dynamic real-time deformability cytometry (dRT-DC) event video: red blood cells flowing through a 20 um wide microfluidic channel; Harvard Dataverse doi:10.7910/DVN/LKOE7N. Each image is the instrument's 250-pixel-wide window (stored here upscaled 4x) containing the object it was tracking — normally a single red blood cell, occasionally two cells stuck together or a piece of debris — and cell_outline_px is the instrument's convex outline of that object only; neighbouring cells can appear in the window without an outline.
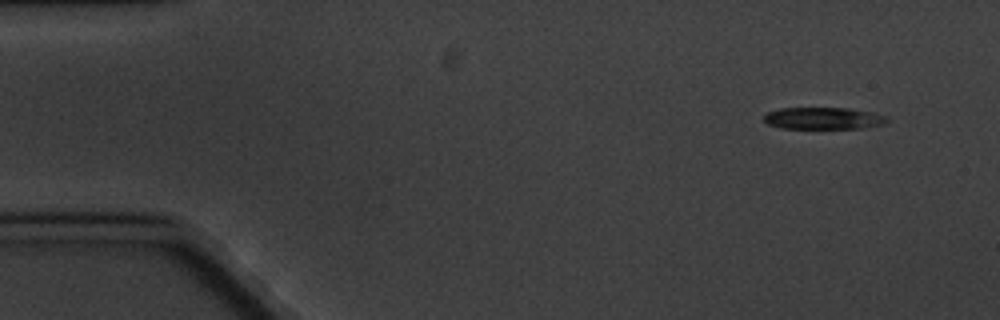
{"species": "common noctule bat (a hibernating species)", "species_latin": "Nyctalus noctula", "temperature_condition": "cold", "stored_images_in_passage": 4, "camera_frame_rate_fps": 3000, "um_per_image_px": 0.085, "animal": {"sex": "male", "body_mass_g": 20.1, "forearm_length_mm": 53.5}, "frame": {"image": 1, "passage_image": 1, "time_ms": 0.0, "image_size_px": [1000, 320], "cell_outline_px": [[888, 120], [880, 124], [860, 128], [780, 128], [768, 124], [764, 120], [764, 116], [768, 112], [780, 108], [848, 108], [872, 112], [884, 116]], "centroid_in_image_um": [69.92, 10.05], "position_along_channel_um": 15.1, "area_um2": 15.43}}
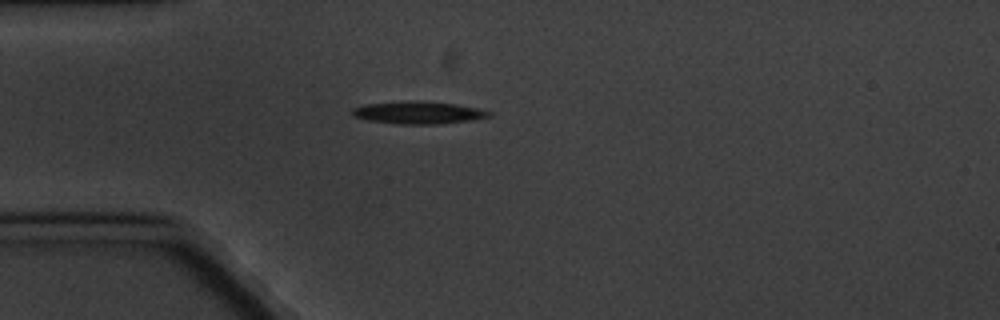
{"frame": {"image": 2, "passage_image": 4, "time_ms": 3.667, "image_size_px": [1000, 320], "cell_outline_px": [[492, 116], [472, 120], [440, 124], [396, 124], [368, 120], [356, 116], [352, 112], [352, 108], [368, 104], [412, 100], [456, 104], [476, 108], [492, 112]], "centroid_in_image_um": [35.6, 9.58], "position_along_channel_um": 49.4, "area_um2": 17.74}}